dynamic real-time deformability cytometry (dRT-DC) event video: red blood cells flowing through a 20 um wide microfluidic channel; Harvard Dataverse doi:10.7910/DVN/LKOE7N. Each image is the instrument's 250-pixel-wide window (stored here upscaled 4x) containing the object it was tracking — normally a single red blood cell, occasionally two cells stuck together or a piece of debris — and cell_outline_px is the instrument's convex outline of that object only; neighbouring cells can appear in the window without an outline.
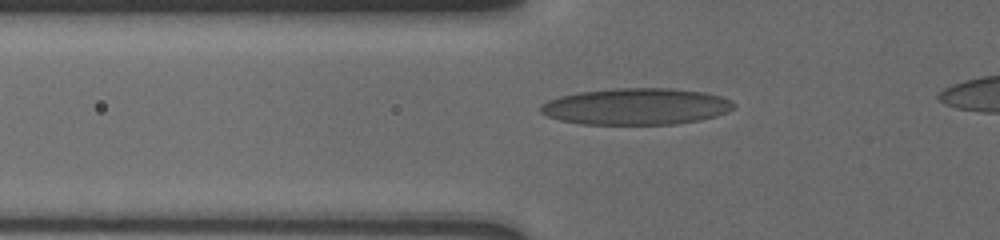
{"species": "human", "species_latin": "Homo sapiens", "temperature_condition": "cold", "stored_images_in_passage": 12, "camera_frame_rate_fps": 3000, "um_per_image_px": 0.085, "donor": {"sex": "male"}, "frame": {"image": 1, "passage_image": 4, "time_ms": 1.667, "image_size_px": [1000, 240], "cell_outline_px": [[736, 104], [728, 112], [716, 116], [700, 120], [676, 124], [580, 124], [560, 120], [548, 116], [540, 112], [540, 104], [548, 100], [560, 96], [580, 92], [616, 88], [668, 88], [704, 92], [720, 96], [732, 100]], "centroid_in_image_um": [54.08, 9.05], "position_along_channel_um": 71.7, "area_um2": 41.21}}
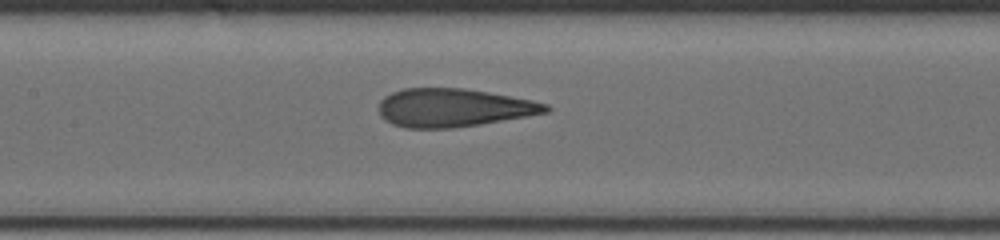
{"frame": {"image": 2, "passage_image": 9, "time_ms": 4.333, "image_size_px": [1000, 240], "cell_outline_px": [[552, 108], [548, 112], [528, 116], [480, 124], [452, 128], [404, 128], [392, 124], [384, 120], [380, 116], [380, 100], [384, 96], [392, 92], [404, 88], [464, 88], [488, 92], [532, 100], [548, 104]], "centroid_in_image_um": [38.54, 9.16], "position_along_channel_um": 168.9, "area_um2": 37.34}}
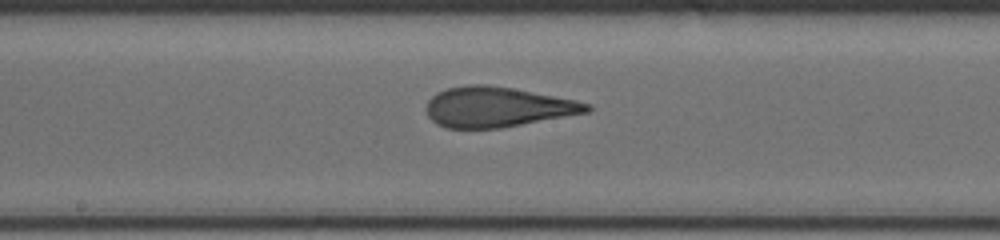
{"frame": {"image": 3, "passage_image": 11, "time_ms": 5.333, "image_size_px": [1000, 240], "cell_outline_px": [[592, 108], [588, 112], [500, 128], [444, 128], [436, 124], [428, 116], [424, 108], [428, 100], [436, 92], [448, 88], [468, 84], [484, 84], [512, 88], [576, 100], [588, 104]], "centroid_in_image_um": [42.2, 9.09], "position_along_channel_um": 206.0, "area_um2": 37.45}}